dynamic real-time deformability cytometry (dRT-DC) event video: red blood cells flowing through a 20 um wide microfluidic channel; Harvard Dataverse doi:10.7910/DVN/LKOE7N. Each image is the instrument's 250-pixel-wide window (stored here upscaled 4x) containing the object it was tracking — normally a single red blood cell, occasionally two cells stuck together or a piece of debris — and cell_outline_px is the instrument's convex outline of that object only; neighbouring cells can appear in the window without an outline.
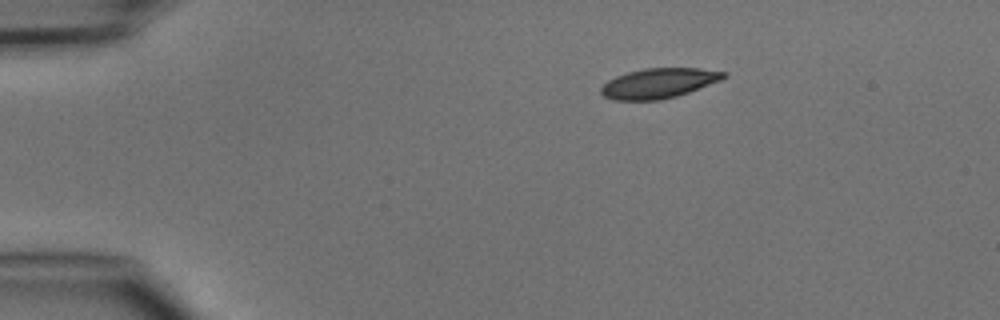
{"species": "common noctule bat (a hibernating species)", "species_latin": "Nyctalus noctula", "temperature_condition": "cold", "stored_images_in_passage": 2, "camera_frame_rate_fps": 3000, "um_per_image_px": 0.085, "animal": {"sex": "male", "body_mass_g": 15.6}, "frame": {"image": 1, "passage_image": 2, "time_ms": 1.333, "image_size_px": [1000, 320], "cell_outline_px": [[728, 76], [720, 80], [688, 92], [676, 96], [660, 100], [612, 100], [604, 96], [600, 92], [600, 88], [608, 80], [616, 76], [628, 72], [644, 68], [700, 68], [728, 72]], "centroid_in_image_um": [55.99, 7.07], "position_along_channel_um": 29.0, "area_um2": 21.39}}